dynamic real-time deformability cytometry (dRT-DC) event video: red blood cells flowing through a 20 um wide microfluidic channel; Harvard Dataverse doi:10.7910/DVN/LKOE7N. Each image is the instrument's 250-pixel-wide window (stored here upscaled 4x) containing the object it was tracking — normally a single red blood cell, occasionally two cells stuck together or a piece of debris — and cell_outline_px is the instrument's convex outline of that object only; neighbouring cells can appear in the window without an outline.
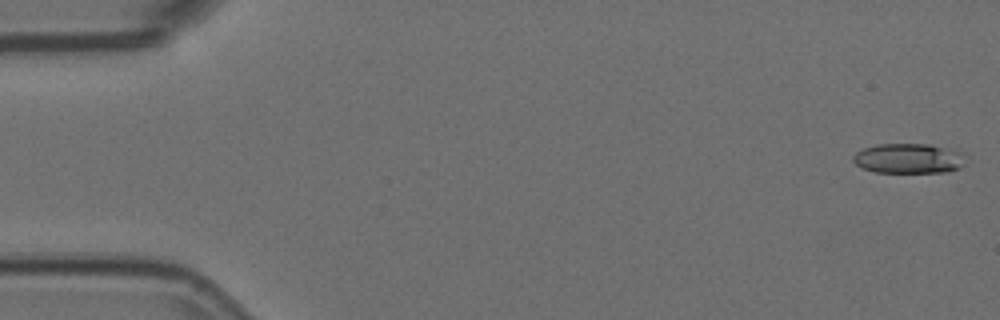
{"species": "Egyptian fruit bat (a non-hibernating species)", "species_latin": "Rousettus aegyptiacus", "temperature_condition": "room temperature", "stored_images_in_passage": 5, "camera_frame_rate_fps": 3000, "um_per_image_px": 0.085, "animal": {"sex": "female"}, "frame": {"image": 1, "passage_image": 1, "time_ms": 0.0, "image_size_px": [1000, 320], "cell_outline_px": [[968, 156], [964, 164], [960, 168], [944, 172], [876, 172], [864, 168], [856, 164], [852, 160], [852, 156], [856, 152], [864, 148], [876, 144], [928, 144], [960, 152]], "centroid_in_image_um": [77.24, 13.47], "position_along_channel_um": 7.8, "area_um2": 19.59}}
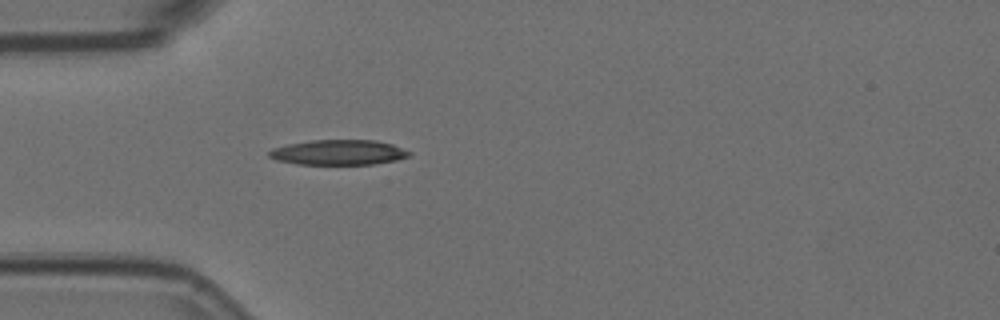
{"frame": {"image": 2, "passage_image": 5, "time_ms": 1.333, "image_size_px": [1000, 320], "cell_outline_px": [[412, 156], [396, 160], [372, 164], [296, 164], [276, 160], [268, 156], [268, 152], [272, 148], [288, 144], [312, 140], [376, 140], [392, 144], [412, 152]], "centroid_in_image_um": [28.78, 12.95], "position_along_channel_um": 56.2, "area_um2": 20.58}}